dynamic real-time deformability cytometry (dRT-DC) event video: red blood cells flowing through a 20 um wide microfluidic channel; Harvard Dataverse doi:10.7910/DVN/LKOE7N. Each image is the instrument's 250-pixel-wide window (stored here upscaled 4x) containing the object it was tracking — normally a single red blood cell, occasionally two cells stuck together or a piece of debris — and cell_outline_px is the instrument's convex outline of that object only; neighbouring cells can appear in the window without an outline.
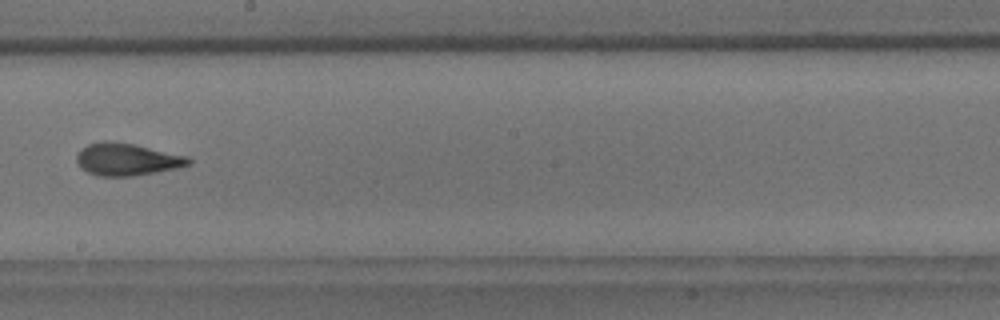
{"species": "common noctule bat (a hibernating species)", "species_latin": "Nyctalus noctula", "temperature_condition": "room temperature", "stored_images_in_passage": 9, "camera_frame_rate_fps": 3000, "um_per_image_px": 0.085, "animal": {"sex": "male", "body_mass_g": 18.8}, "frame": {"image": 1, "passage_image": 9, "time_ms": 9.0, "image_size_px": [1000, 320], "cell_outline_px": [[192, 164], [180, 168], [132, 176], [96, 176], [80, 168], [76, 160], [76, 156], [88, 144], [104, 140], [108, 140], [136, 144], [188, 156], [192, 160]], "centroid_in_image_um": [10.83, 13.55], "position_along_channel_um": 237.4, "area_um2": 21.33}}